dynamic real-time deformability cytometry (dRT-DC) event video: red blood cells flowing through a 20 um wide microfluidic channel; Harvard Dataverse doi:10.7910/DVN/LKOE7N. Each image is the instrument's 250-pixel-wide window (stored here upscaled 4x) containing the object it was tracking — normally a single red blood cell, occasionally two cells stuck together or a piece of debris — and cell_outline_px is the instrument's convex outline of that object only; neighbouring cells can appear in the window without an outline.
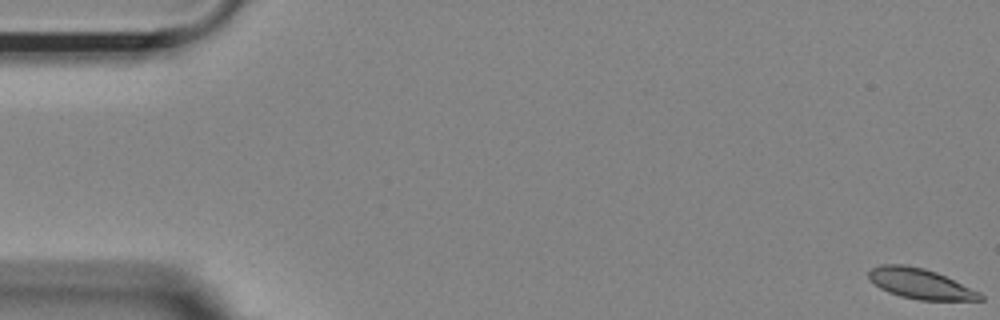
{"species": "Egyptian fruit bat (a non-hibernating species)", "species_latin": "Rousettus aegyptiacus", "temperature_condition": "room temperature", "stored_images_in_passage": 55, "camera_frame_rate_fps": 3000, "um_per_image_px": 0.085, "animal": {"sex": "female"}, "frame": {"image": 1, "passage_image": 1, "time_ms": 0.0, "image_size_px": [1000, 320], "cell_outline_px": [[984, 300], [920, 300], [900, 296], [888, 292], [880, 288], [868, 280], [868, 272], [872, 268], [880, 264], [904, 264], [924, 268], [936, 272], [980, 292], [984, 296]], "centroid_in_image_um": [78.2, 24.11], "position_along_channel_um": 6.8, "area_um2": 19.71}}
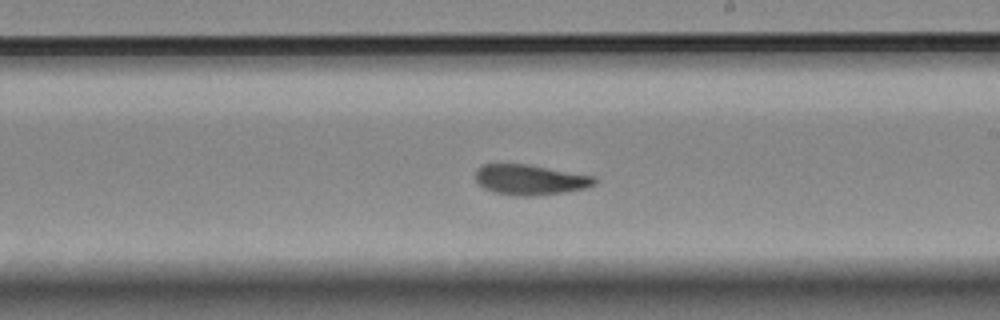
{"frame": {"image": 2, "passage_image": 32, "time_ms": 10.333, "image_size_px": [1000, 320], "cell_outline_px": [[596, 184], [588, 188], [564, 192], [536, 196], [516, 196], [492, 192], [484, 188], [476, 180], [476, 168], [484, 164], [528, 164], [596, 176]], "centroid_in_image_um": [45.09, 15.28], "position_along_channel_um": 243.9, "area_um2": 21.27}}
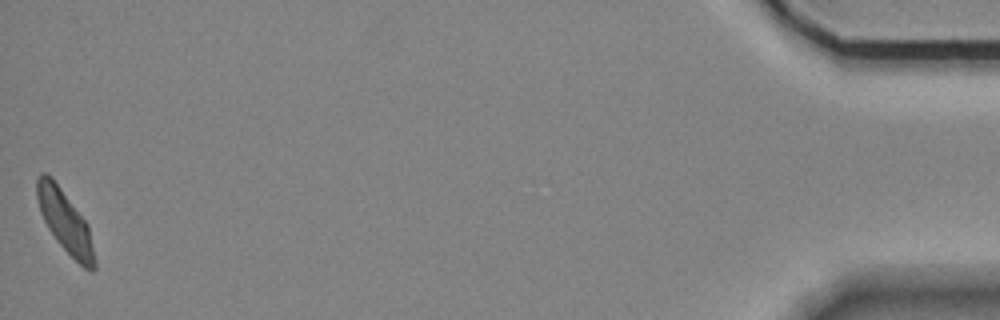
{"frame": {"image": 3, "passage_image": 55, "time_ms": 18.0, "image_size_px": [1000, 320], "cell_outline_px": [[96, 268], [92, 272], [84, 268], [56, 240], [48, 228], [40, 212], [36, 196], [36, 176], [40, 172], [44, 172], [52, 176], [88, 224], [96, 260]], "centroid_in_image_um": [5.52, 18.8], "position_along_channel_um": 429.7, "area_um2": 20.87}, "authors_computed_cell_mechanics": {"area_um2": 20.9236, "velocity_mm_per_s": 3.6491, "shape_relaxation_time_tau1_ms": 6.3098, "shape_relaxation_time_tau2_ms": 1.7419, "deformation_change_tau1": 0.1663, "deformation_change_tau2": 0.0798}}